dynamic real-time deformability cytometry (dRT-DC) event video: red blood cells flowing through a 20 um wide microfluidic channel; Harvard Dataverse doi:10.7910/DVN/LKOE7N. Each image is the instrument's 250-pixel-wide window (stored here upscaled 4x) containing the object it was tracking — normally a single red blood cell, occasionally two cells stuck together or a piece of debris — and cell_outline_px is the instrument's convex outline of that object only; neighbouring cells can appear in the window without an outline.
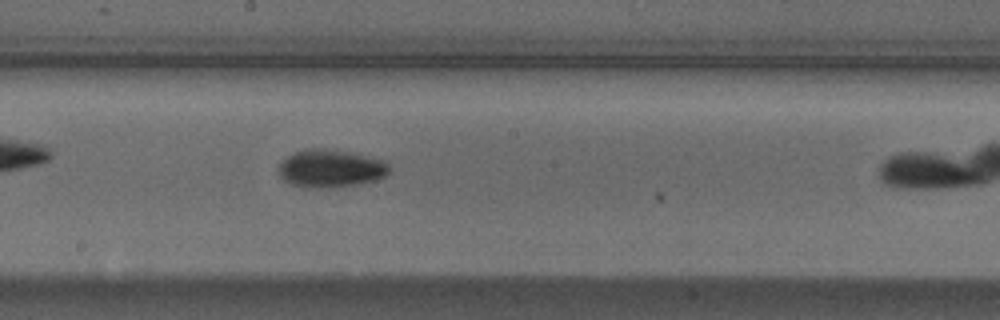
{"species": "Egyptian fruit bat (a non-hibernating species)", "species_latin": "Rousettus aegyptiacus", "temperature_condition": "cold", "stored_images_in_passage": 33, "camera_frame_rate_fps": 3000, "um_per_image_px": 0.085, "animal": {"sex": "male"}, "frame": {"image": 1, "passage_image": 19, "time_ms": 6.0, "image_size_px": [1000, 320], "cell_outline_px": [[388, 172], [384, 176], [376, 180], [340, 188], [308, 188], [292, 184], [284, 180], [280, 176], [280, 164], [288, 156], [304, 148], [324, 148], [348, 152], [384, 160], [388, 164]], "centroid_in_image_um": [28.11, 14.33], "position_along_channel_um": 220.1, "area_um2": 24.33}}